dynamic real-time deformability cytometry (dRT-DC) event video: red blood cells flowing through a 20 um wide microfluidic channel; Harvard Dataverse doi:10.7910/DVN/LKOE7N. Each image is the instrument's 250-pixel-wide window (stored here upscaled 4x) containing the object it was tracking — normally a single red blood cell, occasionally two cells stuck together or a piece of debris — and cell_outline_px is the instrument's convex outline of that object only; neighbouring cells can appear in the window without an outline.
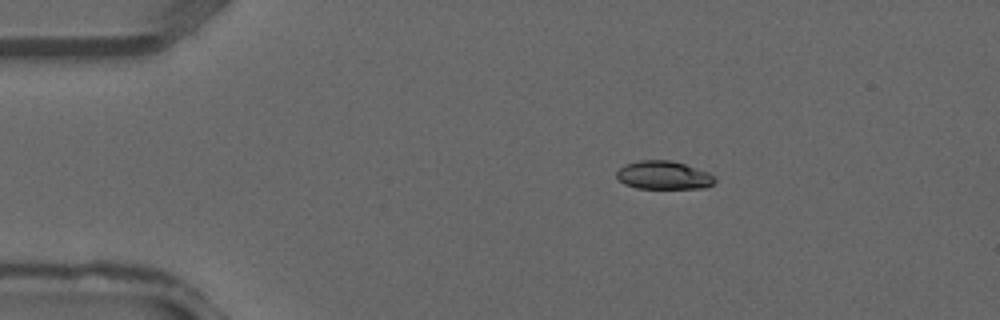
{"species": "common noctule bat (a hibernating species)", "species_latin": "Nyctalus noctula", "temperature_condition": "warm", "stored_images_in_passage": 8, "camera_frame_rate_fps": 3000, "um_per_image_px": 0.085, "animal": {"sex": "male", "forearm_length_mm": 52.5}, "frame": {"image": 1, "passage_image": 1, "time_ms": 0.0, "image_size_px": [1000, 320], "cell_outline_px": [[716, 180], [712, 184], [704, 188], [636, 188], [624, 184], [616, 176], [616, 172], [624, 164], [640, 160], [672, 160], [708, 172]], "centroid_in_image_um": [56.37, 14.89], "position_along_channel_um": 28.6, "area_um2": 16.13}}
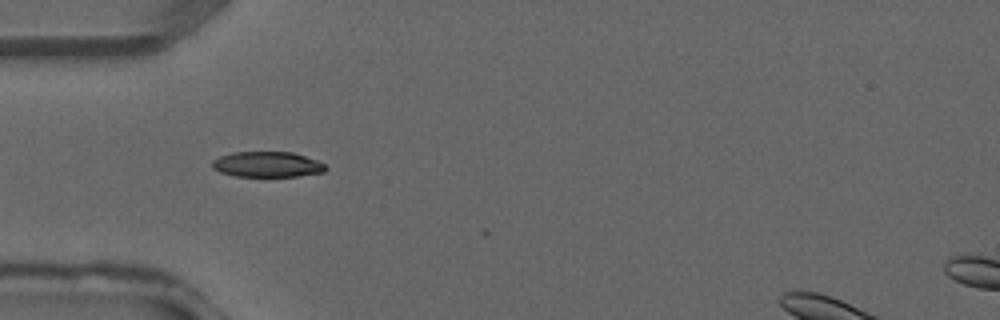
{"frame": {"image": 2, "passage_image": 6, "time_ms": 1.667, "image_size_px": [1000, 320], "cell_outline_px": [[328, 168], [324, 172], [296, 176], [236, 176], [220, 172], [212, 168], [212, 160], [220, 156], [232, 152], [292, 152], [316, 160], [324, 164]], "centroid_in_image_um": [22.7, 13.97], "position_along_channel_um": 62.3, "area_um2": 16.76}}